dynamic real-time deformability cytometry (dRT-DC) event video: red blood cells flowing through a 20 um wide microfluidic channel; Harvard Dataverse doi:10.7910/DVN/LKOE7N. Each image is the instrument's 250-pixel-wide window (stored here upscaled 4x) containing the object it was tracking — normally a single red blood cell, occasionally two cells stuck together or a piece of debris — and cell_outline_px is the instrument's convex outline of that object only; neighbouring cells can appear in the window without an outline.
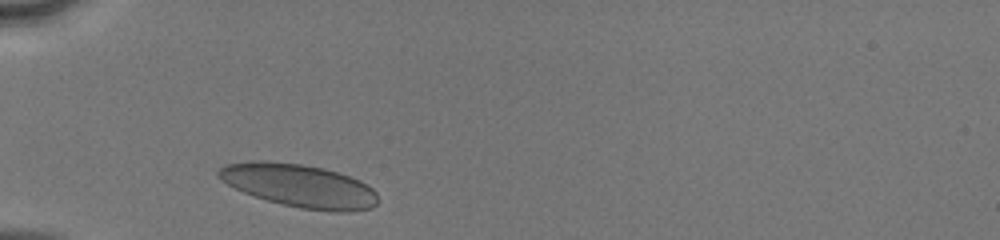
{"species": "human", "species_latin": "Homo sapiens", "temperature_condition": "cold", "stored_images_in_passage": 28, "camera_frame_rate_fps": 3000, "um_per_image_px": 0.085, "donor": {"sex": "male"}, "frame": {"image": 1, "passage_image": 2, "time_ms": 0.333, "image_size_px": [1000, 240], "cell_outline_px": [[380, 200], [372, 208], [352, 212], [336, 212], [300, 208], [280, 204], [244, 192], [220, 180], [216, 176], [216, 172], [224, 164], [256, 160], [264, 160], [300, 164], [324, 168], [360, 180], [368, 184], [376, 192]], "centroid_in_image_um": [25.46, 15.79], "position_along_channel_um": 59.5, "area_um2": 40.29}}
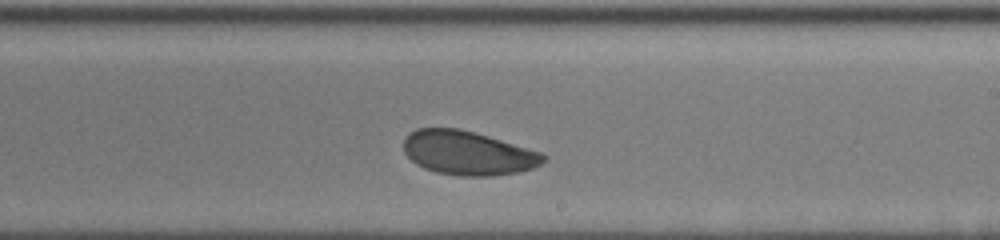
{"frame": {"image": 2, "passage_image": 17, "time_ms": 5.333, "image_size_px": [1000, 240], "cell_outline_px": [[548, 156], [540, 164], [532, 168], [516, 172], [492, 176], [460, 176], [436, 172], [424, 168], [416, 164], [404, 152], [404, 136], [416, 128], [460, 128], [544, 152]], "centroid_in_image_um": [39.77, 12.99], "position_along_channel_um": 249.2, "area_um2": 36.01}}
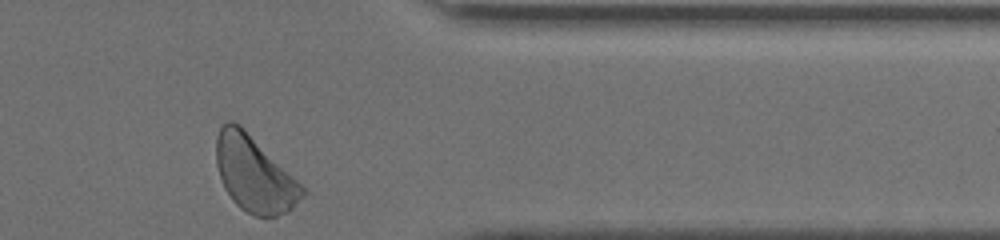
{"frame": {"image": 3, "passage_image": 28, "time_ms": 9.0, "image_size_px": [1000, 240], "cell_outline_px": [[308, 192], [288, 212], [276, 216], [252, 216], [240, 208], [232, 200], [224, 188], [216, 164], [216, 136], [220, 128], [228, 120], [232, 120], [240, 124]], "centroid_in_image_um": [21.59, 14.81], "position_along_channel_um": 389.8, "area_um2": 37.63}, "authors_computed_cell_mechanics": {"area_um2": 36.4429, "velocity_mm_per_s": 4.061, "shape_relaxation_time_tau1_ms": 1.6623, "shape_relaxation_time_tau2_ms": 6.3468, "deformation_change_tau1": 0.075, "deformation_change_tau2": 0.1217}}